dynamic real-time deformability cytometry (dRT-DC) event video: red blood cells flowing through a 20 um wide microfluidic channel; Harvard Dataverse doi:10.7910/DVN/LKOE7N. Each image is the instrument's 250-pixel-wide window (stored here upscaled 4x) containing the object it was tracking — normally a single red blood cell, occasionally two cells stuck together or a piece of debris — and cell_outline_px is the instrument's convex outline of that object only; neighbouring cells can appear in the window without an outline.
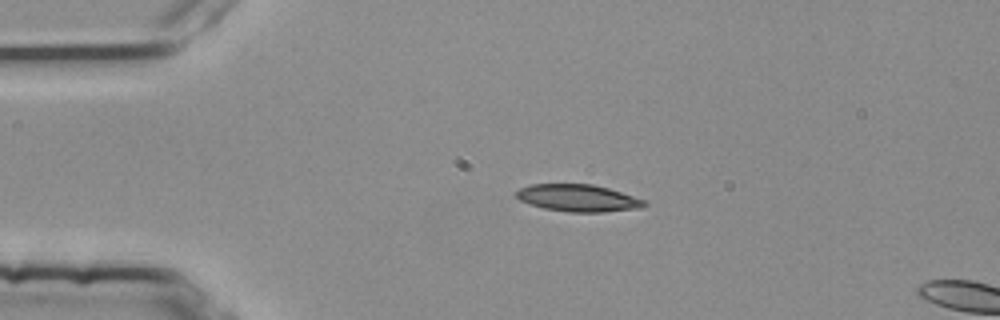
{"species": "common noctule bat (a hibernating species)", "species_latin": "Nyctalus noctula", "temperature_condition": "room temperature", "stored_images_in_passage": 3, "camera_frame_rate_fps": 3000, "um_per_image_px": 0.085, "animal": {"sex": "female", "body_mass_g": 25.1}, "frame": {"image": 1, "passage_image": 2, "time_ms": 0.333, "image_size_px": [1000, 320], "cell_outline_px": [[648, 204], [640, 208], [604, 212], [568, 212], [544, 208], [520, 200], [516, 196], [516, 192], [520, 188], [532, 184], [592, 184], [608, 188], [644, 200]], "centroid_in_image_um": [49.14, 16.83], "position_along_channel_um": 35.9, "area_um2": 20.0}}